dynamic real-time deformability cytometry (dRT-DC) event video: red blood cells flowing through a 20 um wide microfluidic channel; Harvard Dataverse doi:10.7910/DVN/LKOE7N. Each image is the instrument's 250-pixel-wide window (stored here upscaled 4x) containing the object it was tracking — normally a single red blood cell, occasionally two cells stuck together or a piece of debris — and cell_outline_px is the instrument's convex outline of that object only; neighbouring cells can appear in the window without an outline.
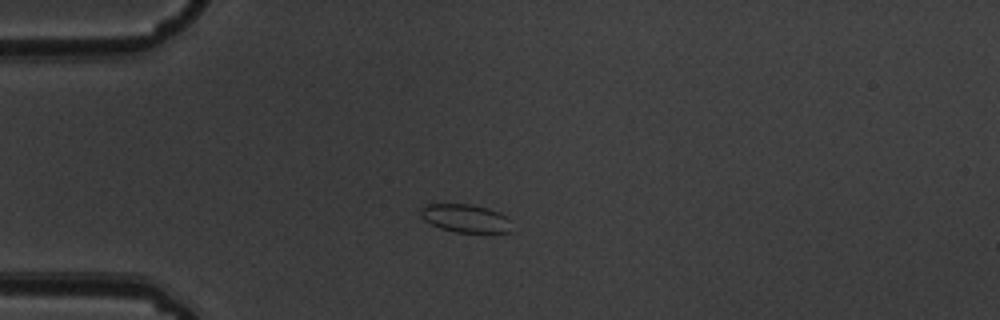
{"species": "common noctule bat (a hibernating species)", "species_latin": "Nyctalus noctula", "temperature_condition": "warm", "stored_images_in_passage": 3, "camera_frame_rate_fps": 3000, "um_per_image_px": 0.085, "animal": {"sex": "male", "body_mass_g": 19.5, "forearm_length_mm": 54.6}, "frame": {"image": 1, "passage_image": 1, "time_ms": 0.0, "image_size_px": [1000, 320], "cell_outline_px": [[516, 232], [456, 232], [440, 228], [424, 220], [420, 216], [420, 208], [424, 204], [472, 204], [488, 208], [500, 212], [508, 216], [512, 220]], "centroid_in_image_um": [39.65, 18.55], "position_along_channel_um": 45.3, "area_um2": 15.43}}
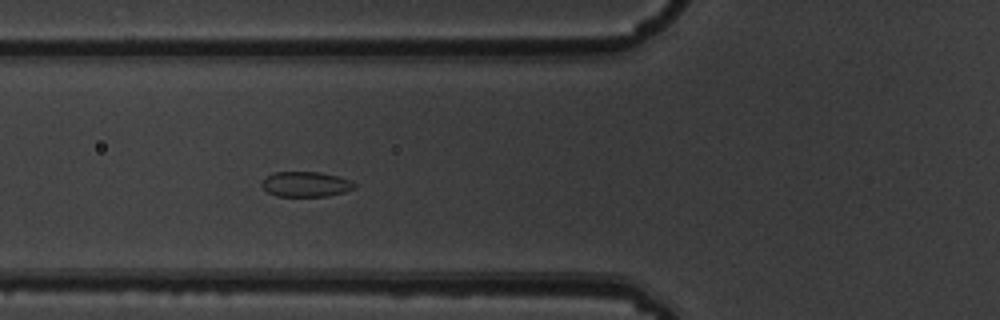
{"frame": {"image": 2, "passage_image": 3, "time_ms": 0.667, "image_size_px": [1000, 320], "cell_outline_px": [[356, 188], [344, 192], [328, 196], [276, 196], [268, 192], [260, 184], [272, 172], [320, 172], [336, 176], [348, 180], [356, 184]], "centroid_in_image_um": [25.99, 15.66], "position_along_channel_um": 99.8, "area_um2": 13.47}}